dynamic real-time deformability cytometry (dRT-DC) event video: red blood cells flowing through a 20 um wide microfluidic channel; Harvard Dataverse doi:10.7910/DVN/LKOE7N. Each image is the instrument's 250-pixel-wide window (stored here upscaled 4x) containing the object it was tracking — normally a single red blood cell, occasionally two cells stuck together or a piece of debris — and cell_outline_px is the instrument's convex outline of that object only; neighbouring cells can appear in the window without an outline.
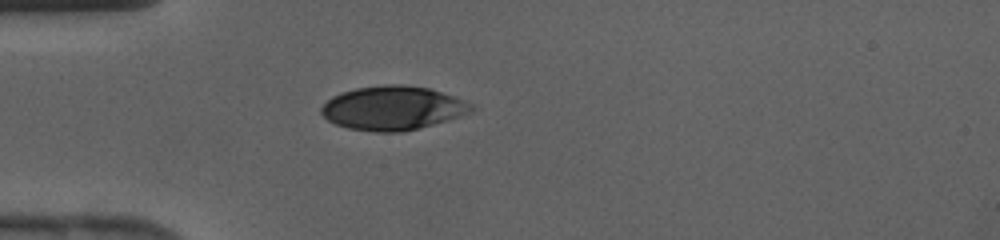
{"species": "human", "species_latin": "Homo sapiens", "temperature_condition": "cold", "stored_images_in_passage": 31, "camera_frame_rate_fps": 3000, "um_per_image_px": 0.085, "donor": {"sex": "female"}, "frame": {"image": 1, "passage_image": 1, "time_ms": 0.0, "image_size_px": [1000, 240], "cell_outline_px": [[476, 108], [472, 112], [460, 116], [432, 124], [400, 132], [376, 132], [348, 128], [336, 124], [328, 120], [320, 112], [320, 108], [332, 96], [340, 92], [356, 88], [388, 84], [400, 84], [428, 88], [452, 96], [472, 104]], "centroid_in_image_um": [33.36, 9.18], "position_along_channel_um": 51.6, "area_um2": 38.09}}
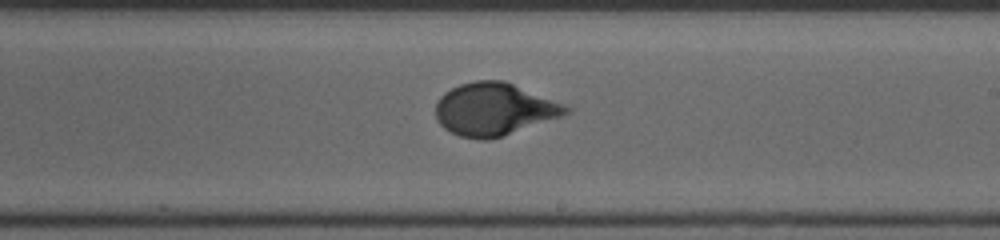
{"frame": {"image": 2, "passage_image": 14, "time_ms": 4.333, "image_size_px": [1000, 240], "cell_outline_px": [[572, 112], [504, 136], [488, 140], [480, 140], [460, 136], [444, 128], [436, 120], [436, 104], [440, 96], [444, 92], [460, 84], [476, 80], [504, 80], [564, 104], [572, 108]], "centroid_in_image_um": [42.0, 9.29], "position_along_channel_um": 247.0, "area_um2": 39.88}}
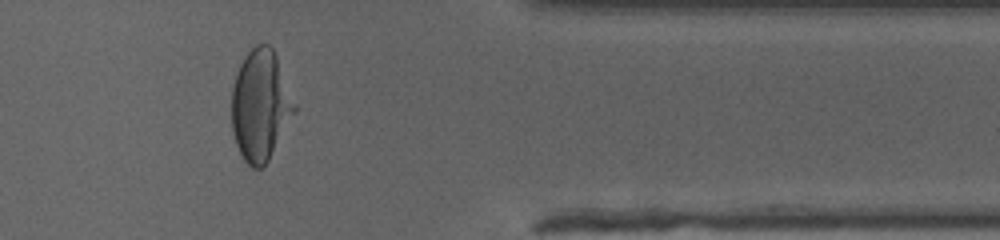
{"frame": {"image": 3, "passage_image": 24, "time_ms": 7.667, "image_size_px": [1000, 240], "cell_outline_px": [[296, 112], [268, 160], [260, 168], [252, 168], [244, 160], [236, 144], [232, 132], [232, 88], [240, 64], [244, 56], [256, 44], [268, 44], [272, 48], [276, 56], [296, 108]], "centroid_in_image_um": [22.12, 8.97], "position_along_channel_um": 389.3, "area_um2": 40.0}}